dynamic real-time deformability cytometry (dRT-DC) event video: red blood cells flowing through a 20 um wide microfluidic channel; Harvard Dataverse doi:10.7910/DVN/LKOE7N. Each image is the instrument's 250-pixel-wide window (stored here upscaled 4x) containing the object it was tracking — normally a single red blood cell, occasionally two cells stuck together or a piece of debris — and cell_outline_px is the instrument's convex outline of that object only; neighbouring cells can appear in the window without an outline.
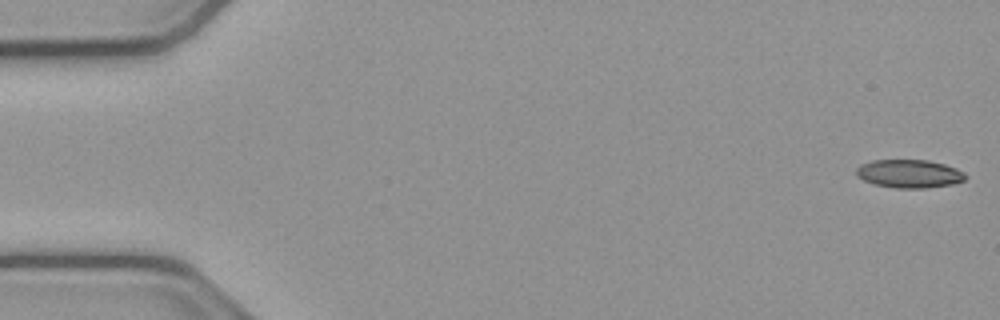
{"species": "common noctule bat (a hibernating species)", "species_latin": "Nyctalus noctula", "temperature_condition": "cold", "stored_images_in_passage": 16, "camera_frame_rate_fps": 3000, "um_per_image_px": 0.085, "animal": {"sex": "male", "body_mass_g": 23.1, "forearm_length_mm": 52.7}, "frame": {"image": 1, "passage_image": 1, "time_ms": 0.0, "image_size_px": [1000, 320], "cell_outline_px": [[968, 176], [964, 180], [952, 184], [924, 188], [896, 188], [876, 184], [864, 180], [856, 176], [856, 168], [860, 164], [872, 160], [928, 160], [944, 164], [956, 168], [964, 172]], "centroid_in_image_um": [77.28, 14.76], "position_along_channel_um": 7.7, "area_um2": 17.98}}
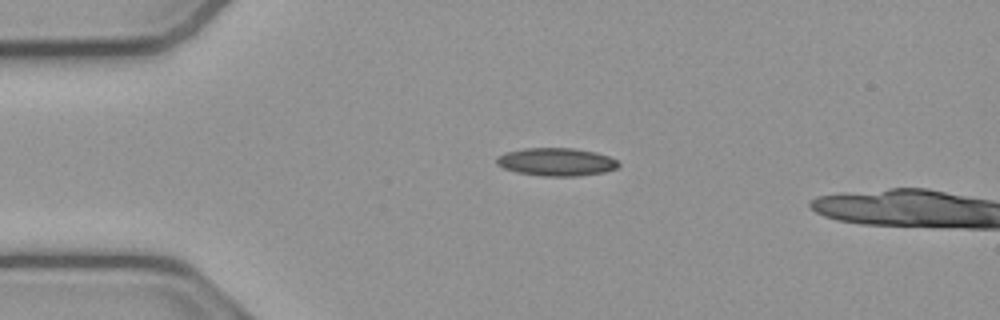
{"frame": {"image": 2, "passage_image": 12, "time_ms": 3.667, "image_size_px": [1000, 320], "cell_outline_px": [[620, 164], [616, 168], [604, 172], [576, 176], [544, 176], [516, 172], [504, 168], [496, 164], [496, 156], [504, 152], [524, 148], [572, 148], [596, 152], [608, 156], [616, 160]], "centroid_in_image_um": [47.25, 13.75], "position_along_channel_um": 37.8, "area_um2": 19.88}}